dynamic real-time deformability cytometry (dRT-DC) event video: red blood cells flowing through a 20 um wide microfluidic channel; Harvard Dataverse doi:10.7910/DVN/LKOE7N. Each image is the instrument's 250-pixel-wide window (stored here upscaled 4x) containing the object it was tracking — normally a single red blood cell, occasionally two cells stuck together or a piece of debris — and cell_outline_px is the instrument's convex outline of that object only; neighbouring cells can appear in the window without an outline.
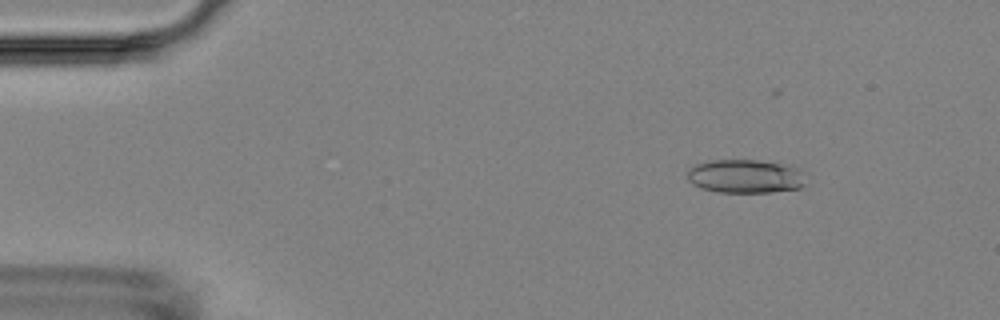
{"species": "Egyptian fruit bat (a non-hibernating species)", "species_latin": "Rousettus aegyptiacus", "temperature_condition": "room temperature", "stored_images_in_passage": 5, "camera_frame_rate_fps": 3000, "um_per_image_px": 0.085, "animal": {"sex": "female"}, "frame": {"image": 1, "passage_image": 1, "time_ms": 0.0, "image_size_px": [1000, 320], "cell_outline_px": [[804, 184], [800, 188], [768, 192], [716, 192], [700, 188], [692, 184], [688, 180], [688, 168], [696, 164], [708, 160], [756, 160], [780, 164], [800, 168], [804, 172]], "centroid_in_image_um": [63.32, 14.98], "position_along_channel_um": 21.7, "area_um2": 23.29}}
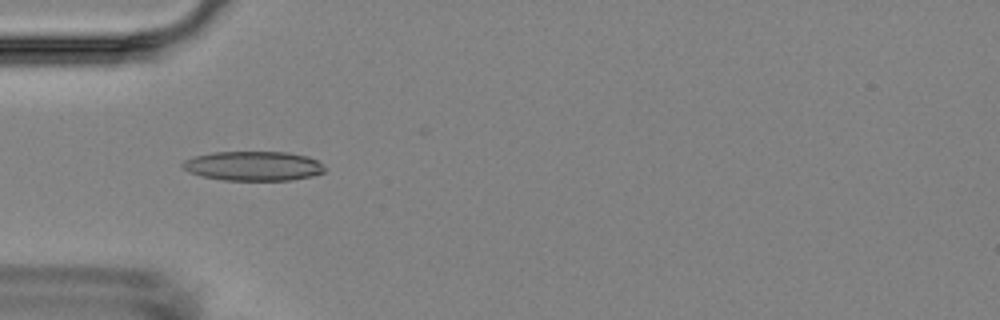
{"frame": {"image": 2, "passage_image": 4, "time_ms": 3.333, "image_size_px": [1000, 320], "cell_outline_px": [[324, 172], [312, 176], [292, 180], [224, 180], [200, 176], [188, 172], [180, 164], [184, 160], [196, 156], [212, 152], [288, 152], [308, 156], [324, 164]], "centroid_in_image_um": [21.53, 14.11], "position_along_channel_um": 63.5, "area_um2": 24.51}}